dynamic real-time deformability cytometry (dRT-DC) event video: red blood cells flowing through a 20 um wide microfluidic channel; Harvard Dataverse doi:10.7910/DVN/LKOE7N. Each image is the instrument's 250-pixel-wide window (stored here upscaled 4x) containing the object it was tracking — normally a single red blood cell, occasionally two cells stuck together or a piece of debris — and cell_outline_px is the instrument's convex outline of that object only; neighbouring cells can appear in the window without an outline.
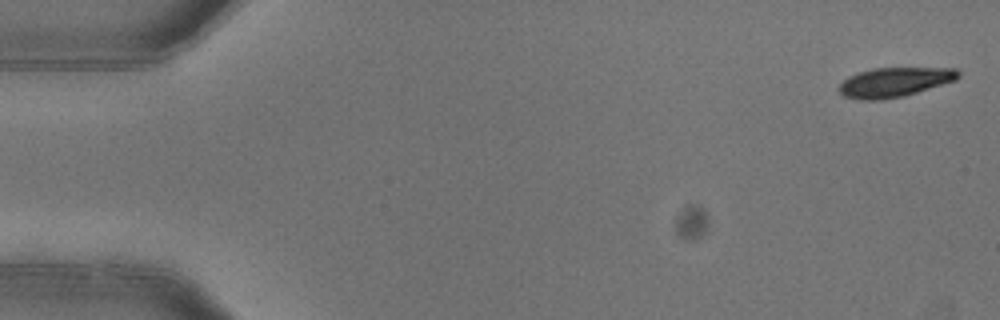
{"species": "common noctule bat (a hibernating species)", "species_latin": "Nyctalus noctula", "temperature_condition": "warm", "stored_images_in_passage": 5, "camera_frame_rate_fps": 3000, "um_per_image_px": 0.085, "animal": {"sex": "female"}, "frame": {"image": 1, "passage_image": 1, "time_ms": 0.0, "image_size_px": [1000, 320], "cell_outline_px": [[960, 76], [956, 80], [904, 96], [880, 100], [860, 100], [844, 96], [836, 88], [848, 76], [872, 68], [956, 68], [960, 72]], "centroid_in_image_um": [76.02, 6.98], "position_along_channel_um": 9.0, "area_um2": 20.52}}
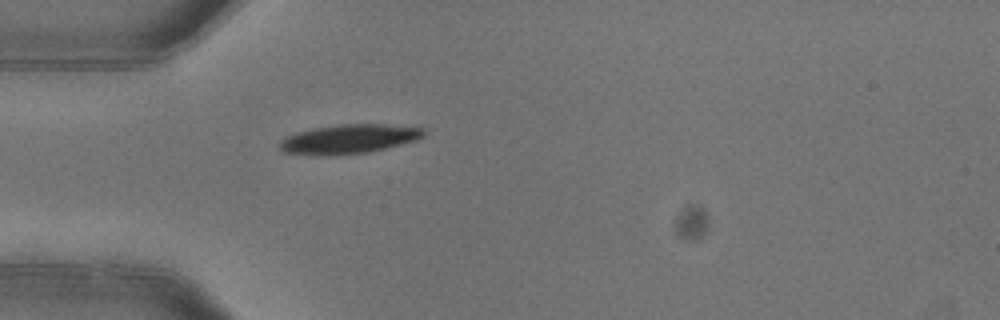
{"frame": {"image": 2, "passage_image": 5, "time_ms": 1.333, "image_size_px": [1000, 320], "cell_outline_px": [[424, 136], [416, 140], [368, 152], [340, 156], [320, 156], [284, 152], [280, 148], [280, 140], [296, 132], [312, 128], [336, 124], [384, 124], [424, 128]], "centroid_in_image_um": [29.62, 11.82], "position_along_channel_um": 55.4, "area_um2": 24.68}}